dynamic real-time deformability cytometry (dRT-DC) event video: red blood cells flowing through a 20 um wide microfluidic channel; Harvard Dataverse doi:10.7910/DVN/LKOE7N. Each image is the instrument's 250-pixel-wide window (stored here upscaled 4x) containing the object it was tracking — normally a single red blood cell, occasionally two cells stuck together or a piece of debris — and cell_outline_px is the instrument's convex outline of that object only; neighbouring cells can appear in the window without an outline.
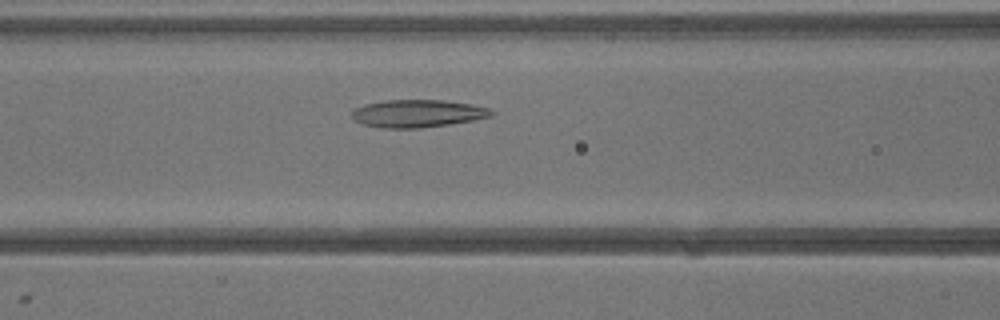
{"species": "common noctule bat (a hibernating species)", "species_latin": "Nyctalus noctula", "temperature_condition": "warm", "stored_images_in_passage": 34, "camera_frame_rate_fps": 3000, "um_per_image_px": 0.085, "animal": {"sex": "male", "body_mass_g": 13.3}, "frame": {"image": 1, "passage_image": 11, "time_ms": 3.333, "image_size_px": [1000, 320], "cell_outline_px": [[496, 112], [492, 116], [472, 120], [448, 124], [420, 128], [380, 128], [360, 124], [352, 116], [352, 112], [356, 108], [364, 104], [388, 100], [444, 100], [472, 104], [488, 108]], "centroid_in_image_um": [35.5, 9.65], "position_along_channel_um": 131.1, "area_um2": 22.43}}
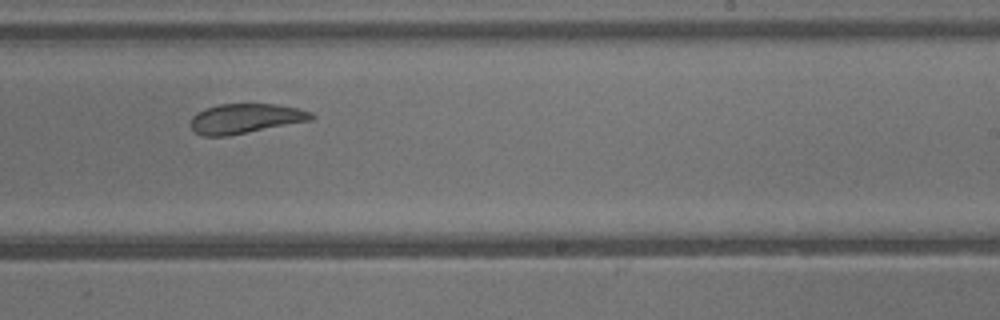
{"frame": {"image": 2, "passage_image": 19, "time_ms": 6.0, "image_size_px": [1000, 320], "cell_outline_px": [[316, 116], [312, 120], [228, 136], [204, 136], [196, 132], [192, 128], [192, 116], [196, 112], [204, 108], [220, 104], [276, 104], [300, 108], [312, 112]], "centroid_in_image_um": [20.9, 10.06], "position_along_channel_um": 268.1, "area_um2": 20.98}}
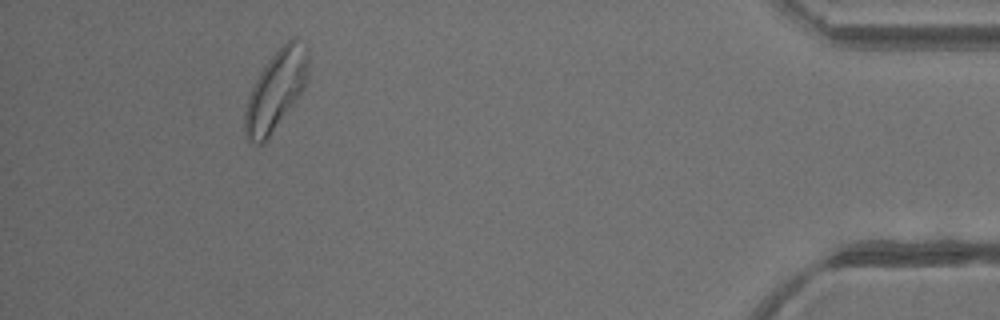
{"frame": {"image": 3, "passage_image": 31, "time_ms": 10.0, "image_size_px": [1000, 320], "cell_outline_px": [[308, 72], [304, 88], [264, 144], [252, 144], [244, 136], [244, 108], [248, 96], [260, 72], [268, 60], [288, 40], [296, 40], [308, 48]], "centroid_in_image_um": [23.41, 7.74], "position_along_channel_um": 411.8, "area_um2": 29.02}}